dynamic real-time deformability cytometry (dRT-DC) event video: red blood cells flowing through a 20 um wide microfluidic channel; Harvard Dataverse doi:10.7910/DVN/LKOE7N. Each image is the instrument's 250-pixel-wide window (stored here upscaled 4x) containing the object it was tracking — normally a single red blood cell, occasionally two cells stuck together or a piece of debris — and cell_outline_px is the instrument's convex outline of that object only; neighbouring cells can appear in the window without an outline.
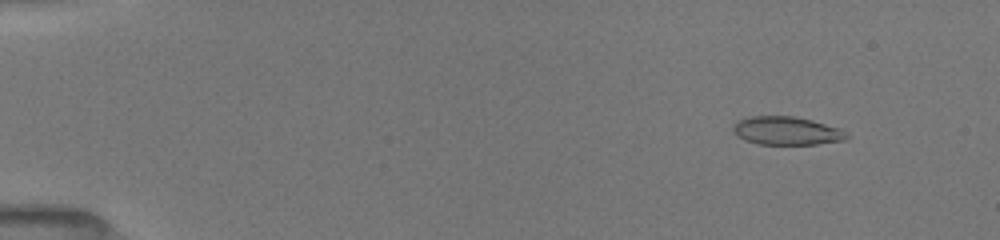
{"species": "common noctule bat (a hibernating species)", "species_latin": "Nyctalus noctula", "temperature_condition": "room temperature", "stored_images_in_passage": 52, "camera_frame_rate_fps": 3000, "um_per_image_px": 0.085, "animal": {"sex": "female", "body_mass_g": 19.5, "forearm_length_mm": 54.1}, "frame": {"image": 1, "passage_image": 6, "time_ms": 1.667, "image_size_px": [1000, 240], "cell_outline_px": [[848, 136], [844, 140], [816, 144], [760, 144], [736, 136], [732, 128], [740, 120], [752, 116], [792, 116], [812, 120], [840, 128]], "centroid_in_image_um": [66.87, 11.11], "position_along_channel_um": 18.1, "area_um2": 18.38}}
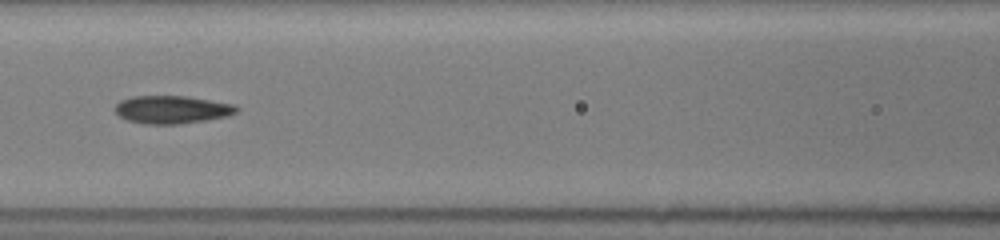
{"frame": {"image": 2, "passage_image": 25, "time_ms": 8.0, "image_size_px": [1000, 240], "cell_outline_px": [[240, 108], [236, 112], [228, 116], [180, 124], [144, 124], [128, 120], [120, 116], [116, 112], [116, 104], [120, 100], [132, 96], [184, 96], [232, 104]], "centroid_in_image_um": [14.6, 9.32], "position_along_channel_um": 152.0, "area_um2": 19.54}}
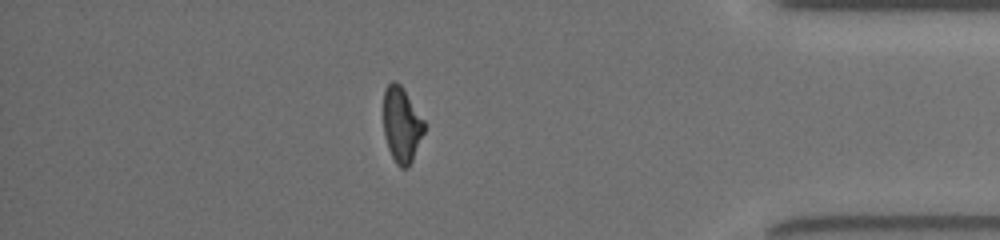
{"frame": {"image": 3, "passage_image": 46, "time_ms": 15.0, "image_size_px": [1000, 240], "cell_outline_px": [[424, 132], [412, 160], [408, 168], [400, 168], [396, 164], [388, 148], [384, 136], [384, 92], [388, 84], [392, 80], [396, 80], [404, 88], [424, 120]], "centroid_in_image_um": [34.13, 10.59], "position_along_channel_um": 401.1, "area_um2": 17.92}, "authors_computed_cell_mechanics": {"area_um2": 19.1029, "velocity_mm_per_s": 3.9934, "shape_relaxation_time_tau1_ms": 5.446, "shape_relaxation_time_tau2_ms": 1.8743, "deformation_change_tau1": 0.1729, "deformation_change_tau2": 0.0857}}